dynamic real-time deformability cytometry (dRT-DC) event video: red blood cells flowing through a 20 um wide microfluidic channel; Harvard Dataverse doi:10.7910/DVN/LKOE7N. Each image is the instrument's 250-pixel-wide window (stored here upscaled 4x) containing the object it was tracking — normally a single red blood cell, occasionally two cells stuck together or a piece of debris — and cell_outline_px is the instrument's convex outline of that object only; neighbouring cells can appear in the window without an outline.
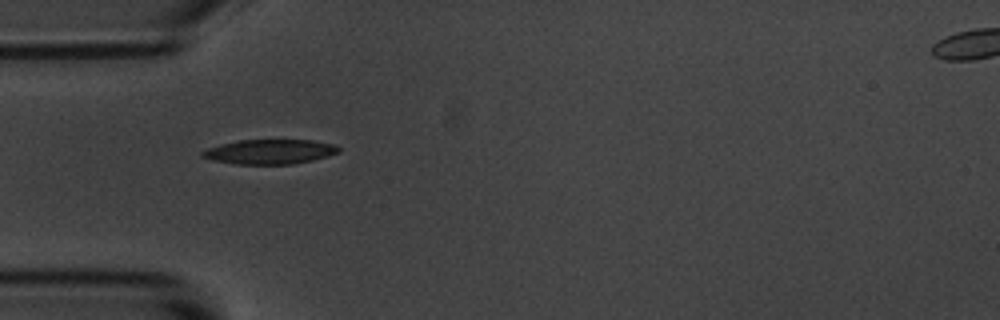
{"species": "common noctule bat (a hibernating species)", "species_latin": "Nyctalus noctula", "temperature_condition": "room temperature", "stored_images_in_passage": 2, "camera_frame_rate_fps": 3000, "um_per_image_px": 0.085, "animal": {"sex": "male", "body_mass_g": 20.1, "forearm_length_mm": 53.5}, "frame": {"image": 1, "passage_image": 1, "time_ms": 0.0, "image_size_px": [1000, 320], "cell_outline_px": [[340, 152], [328, 156], [312, 160], [292, 164], [236, 164], [212, 160], [200, 156], [200, 152], [208, 148], [236, 140], [312, 140], [336, 144], [340, 148]], "centroid_in_image_um": [22.94, 12.89], "position_along_channel_um": 62.1, "area_um2": 19.65}}